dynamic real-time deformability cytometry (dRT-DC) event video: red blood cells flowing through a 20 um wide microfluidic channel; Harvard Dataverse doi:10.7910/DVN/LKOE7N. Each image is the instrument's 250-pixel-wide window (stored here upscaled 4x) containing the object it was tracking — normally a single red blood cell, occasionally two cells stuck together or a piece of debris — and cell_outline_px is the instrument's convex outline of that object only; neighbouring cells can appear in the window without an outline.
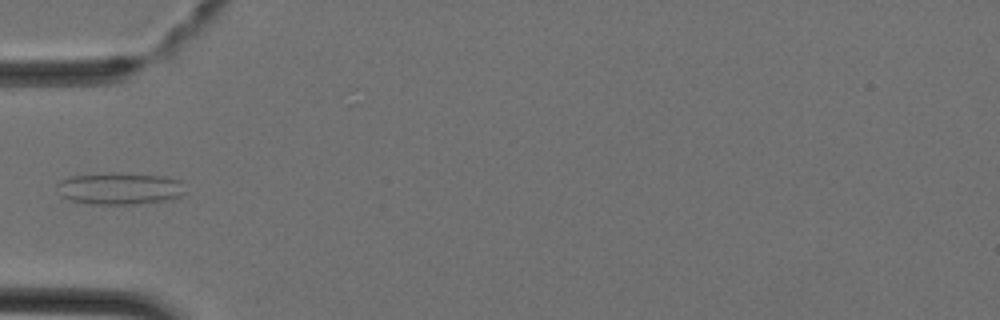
{"species": "Egyptian fruit bat (a non-hibernating species)", "species_latin": "Rousettus aegyptiacus", "temperature_condition": "cold", "stored_images_in_passage": 2, "camera_frame_rate_fps": 3000, "um_per_image_px": 0.085, "animal": {"sex": "female"}, "frame": {"image": 1, "passage_image": 2, "time_ms": 0.333, "image_size_px": [1000, 320], "cell_outline_px": [[184, 192], [180, 196], [168, 200], [136, 204], [96, 204], [72, 200], [60, 196], [56, 184], [60, 180], [72, 176], [108, 172], [116, 172], [164, 176], [180, 180]], "centroid_in_image_um": [10.16, 16.01], "position_along_channel_um": 74.8, "area_um2": 23.93}}